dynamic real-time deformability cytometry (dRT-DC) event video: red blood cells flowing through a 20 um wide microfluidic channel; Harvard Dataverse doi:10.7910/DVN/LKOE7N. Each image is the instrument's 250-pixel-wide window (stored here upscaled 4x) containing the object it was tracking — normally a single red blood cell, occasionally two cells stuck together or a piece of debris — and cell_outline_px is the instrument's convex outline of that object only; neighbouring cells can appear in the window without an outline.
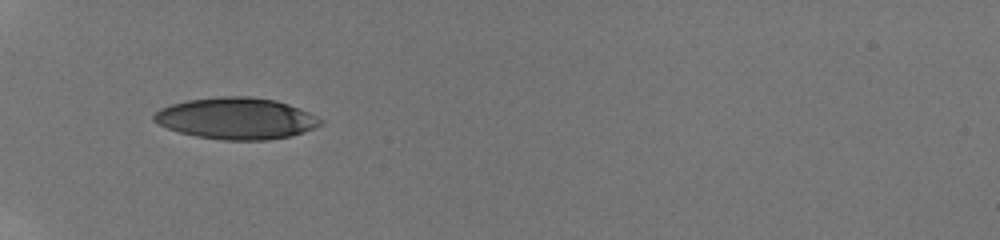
{"species": "human", "species_latin": "Homo sapiens", "temperature_condition": "room temperature", "stored_images_in_passage": 2, "camera_frame_rate_fps": 3000, "um_per_image_px": 0.085, "donor": {"sex": "male"}, "frame": {"image": 1, "passage_image": 1, "time_ms": 0.0, "image_size_px": [1000, 240], "cell_outline_px": [[324, 124], [304, 132], [292, 136], [268, 140], [224, 140], [196, 136], [180, 132], [168, 128], [152, 120], [152, 116], [160, 108], [172, 104], [188, 100], [216, 96], [248, 96], [276, 100], [300, 108], [324, 120]], "centroid_in_image_um": [20.12, 10.06], "position_along_channel_um": 64.9, "area_um2": 40.46}}